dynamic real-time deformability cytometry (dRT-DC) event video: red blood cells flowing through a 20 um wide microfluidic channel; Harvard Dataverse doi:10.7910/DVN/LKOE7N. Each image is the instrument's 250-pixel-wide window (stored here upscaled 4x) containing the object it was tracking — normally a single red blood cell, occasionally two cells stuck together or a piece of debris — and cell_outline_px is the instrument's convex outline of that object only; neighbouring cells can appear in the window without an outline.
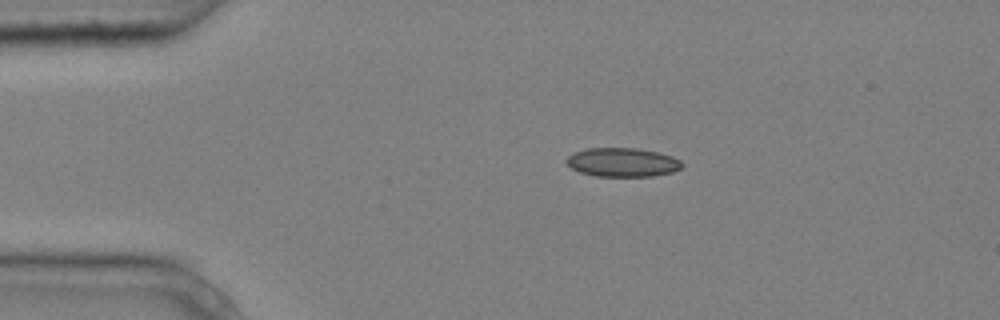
{"species": "common noctule bat (a hibernating species)", "species_latin": "Nyctalus noctula", "temperature_condition": "cold", "stored_images_in_passage": 4, "segment_of_instrument_passage": [1, 2], "camera_frame_rate_fps": 3000, "um_per_image_px": 0.085, "animal": {"sex": "male", "body_mass_g": 20.4}, "frame": {"image": 1, "passage_image": 2, "time_ms": 0.333, "image_size_px": [1000, 320], "cell_outline_px": [[684, 164], [680, 168], [672, 172], [652, 176], [596, 176], [580, 172], [572, 168], [564, 160], [568, 156], [576, 152], [588, 148], [636, 148], [660, 152], [672, 156], [680, 160]], "centroid_in_image_um": [52.93, 13.79], "position_along_channel_um": 32.1, "area_um2": 19.42}}